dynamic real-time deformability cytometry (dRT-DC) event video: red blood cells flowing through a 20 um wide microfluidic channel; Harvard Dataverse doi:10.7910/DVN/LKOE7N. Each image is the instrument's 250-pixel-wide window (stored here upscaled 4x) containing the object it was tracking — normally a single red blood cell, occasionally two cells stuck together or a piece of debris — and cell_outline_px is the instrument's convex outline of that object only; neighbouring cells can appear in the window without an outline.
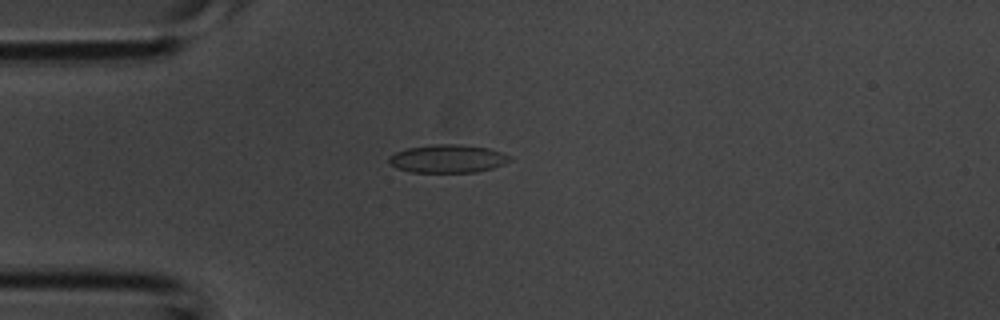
{"species": "common noctule bat (a hibernating species)", "species_latin": "Nyctalus noctula", "temperature_condition": "room temperature", "stored_images_in_passage": 1, "camera_frame_rate_fps": 3000, "um_per_image_px": 0.085, "animal": {"sex": "male", "body_mass_g": 20.1, "forearm_length_mm": 53.5}, "frame": {"image": 1, "passage_image": 1, "time_ms": 0.0, "image_size_px": [1000, 320], "cell_outline_px": [[512, 160], [504, 164], [492, 168], [476, 172], [412, 172], [396, 168], [388, 160], [388, 156], [396, 152], [408, 148], [432, 144], [460, 144], [488, 148], [512, 156]], "centroid_in_image_um": [38.07, 13.48], "position_along_channel_um": 46.9, "area_um2": 19.83}}